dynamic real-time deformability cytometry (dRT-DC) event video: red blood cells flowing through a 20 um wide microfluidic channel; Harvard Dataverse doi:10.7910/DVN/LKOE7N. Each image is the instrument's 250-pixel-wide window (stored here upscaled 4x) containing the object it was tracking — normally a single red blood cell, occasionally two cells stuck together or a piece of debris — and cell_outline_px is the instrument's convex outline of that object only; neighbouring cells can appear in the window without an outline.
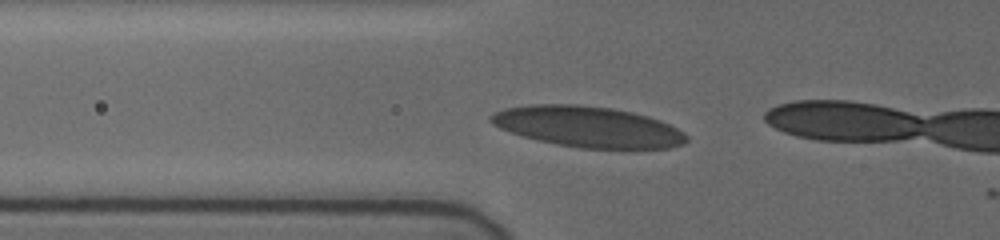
{"species": "human", "species_latin": "Homo sapiens", "temperature_condition": "cold", "stored_images_in_passage": 18, "camera_frame_rate_fps": 3000, "um_per_image_px": 0.085, "donor": {"sex": "female"}, "frame": {"image": 1, "passage_image": 16, "time_ms": 5.0, "image_size_px": [1000, 240], "cell_outline_px": [[688, 140], [684, 144], [668, 148], [580, 148], [556, 144], [536, 140], [500, 128], [492, 124], [488, 120], [488, 116], [492, 112], [508, 108], [532, 104], [576, 104], [612, 108], [632, 112], [648, 116], [660, 120], [684, 132], [688, 136]], "centroid_in_image_um": [49.96, 10.77], "position_along_channel_um": 75.8, "area_um2": 46.53}}